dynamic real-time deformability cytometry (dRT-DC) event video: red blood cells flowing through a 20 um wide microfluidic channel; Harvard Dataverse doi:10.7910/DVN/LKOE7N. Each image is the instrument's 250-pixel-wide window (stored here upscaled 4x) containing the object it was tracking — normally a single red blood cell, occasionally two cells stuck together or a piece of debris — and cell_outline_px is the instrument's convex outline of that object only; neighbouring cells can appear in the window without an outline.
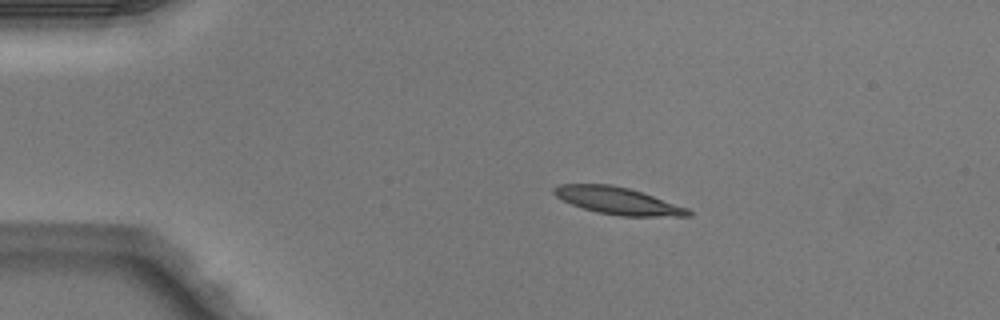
{"species": "Egyptian fruit bat (a non-hibernating species)", "species_latin": "Rousettus aegyptiacus", "temperature_condition": "warm", "stored_images_in_passage": 4, "camera_frame_rate_fps": 3000, "um_per_image_px": 0.085, "animal": {"sex": "male"}, "frame": {"image": 1, "passage_image": 1, "time_ms": 0.0, "image_size_px": [1000, 320], "cell_outline_px": [[692, 216], [620, 216], [596, 212], [572, 204], [556, 196], [552, 192], [552, 188], [560, 184], [612, 184], [628, 188], [688, 208], [692, 212]], "centroid_in_image_um": [52.5, 17.06], "position_along_channel_um": 32.5, "area_um2": 20.98}}
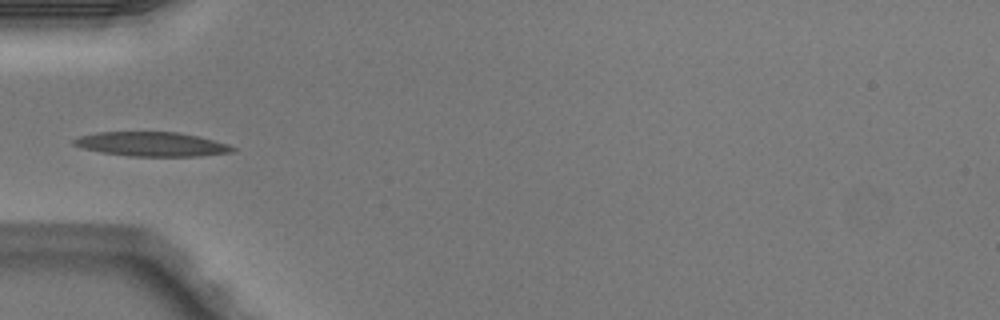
{"frame": {"image": 2, "passage_image": 3, "time_ms": 0.667, "image_size_px": [1000, 320], "cell_outline_px": [[236, 152], [200, 156], [128, 156], [100, 152], [84, 148], [72, 144], [72, 140], [80, 136], [96, 132], [176, 132], [196, 136], [228, 144], [236, 148]], "centroid_in_image_um": [12.9, 12.26], "position_along_channel_um": 72.1, "area_um2": 22.43}}